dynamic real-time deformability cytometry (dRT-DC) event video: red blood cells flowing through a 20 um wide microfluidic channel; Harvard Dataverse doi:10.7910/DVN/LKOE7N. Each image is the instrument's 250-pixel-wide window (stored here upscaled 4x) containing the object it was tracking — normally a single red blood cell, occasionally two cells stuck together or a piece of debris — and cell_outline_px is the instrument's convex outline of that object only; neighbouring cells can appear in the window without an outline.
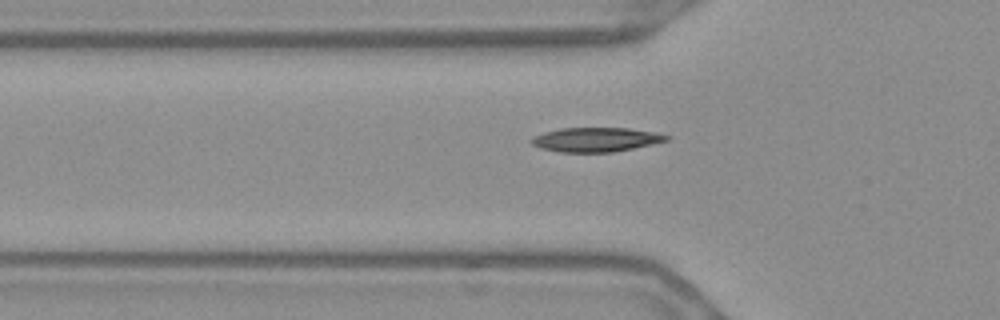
{"species": "Egyptian fruit bat (a non-hibernating species)", "species_latin": "Rousettus aegyptiacus", "temperature_condition": "warm", "stored_images_in_passage": 39, "camera_frame_rate_fps": 3000, "um_per_image_px": 0.085, "frame": {"image": 1, "passage_image": 8, "time_ms": 2.333, "image_size_px": [1000, 320], "cell_outline_px": [[672, 136], [668, 140], [652, 144], [612, 152], [560, 152], [540, 148], [532, 144], [528, 140], [532, 136], [544, 132], [560, 128], [628, 128], [656, 132]], "centroid_in_image_um": [50.63, 11.86], "position_along_channel_um": 75.2, "area_um2": 19.19}}
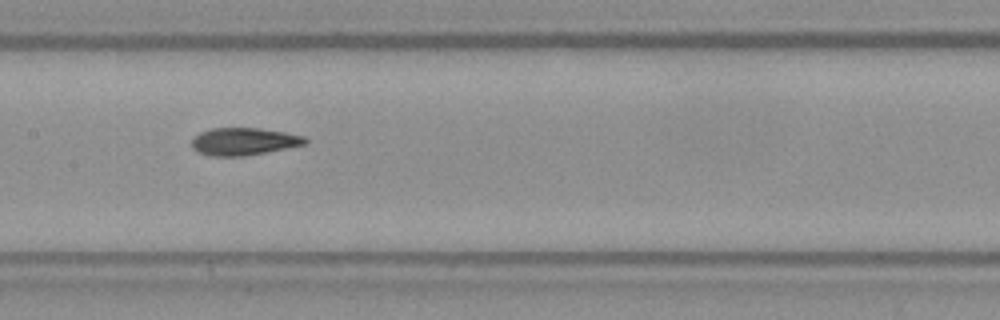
{"frame": {"image": 2, "passage_image": 17, "time_ms": 5.333, "image_size_px": [1000, 320], "cell_outline_px": [[308, 140], [304, 144], [244, 156], [212, 156], [196, 152], [192, 148], [192, 136], [208, 128], [260, 128], [284, 132], [304, 136]], "centroid_in_image_um": [20.64, 12.01], "position_along_channel_um": 186.8, "area_um2": 18.09}}
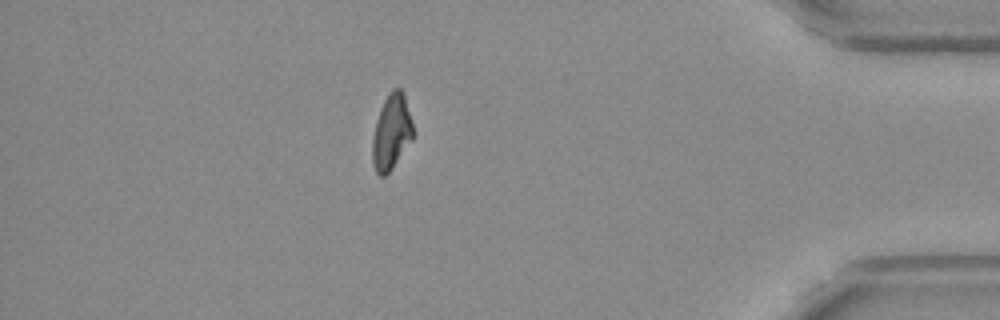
{"frame": {"image": 3, "passage_image": 38, "time_ms": 12.333, "image_size_px": [1000, 320], "cell_outline_px": [[412, 140], [392, 168], [384, 176], [380, 176], [376, 172], [372, 160], [372, 136], [376, 120], [380, 108], [388, 92], [392, 88], [400, 88], [404, 92], [412, 124]], "centroid_in_image_um": [33.25, 11.19], "position_along_channel_um": 401.9, "area_um2": 17.8}}